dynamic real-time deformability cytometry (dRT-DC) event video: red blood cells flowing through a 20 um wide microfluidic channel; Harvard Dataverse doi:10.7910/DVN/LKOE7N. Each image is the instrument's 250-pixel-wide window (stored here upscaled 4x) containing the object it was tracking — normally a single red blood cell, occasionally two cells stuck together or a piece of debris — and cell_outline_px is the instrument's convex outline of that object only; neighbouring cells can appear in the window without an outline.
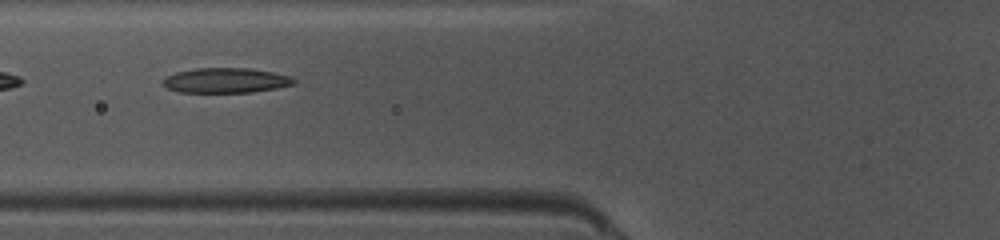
{"species": "common noctule bat (a hibernating species)", "species_latin": "Nyctalus noctula", "temperature_condition": "warm", "stored_images_in_passage": 50, "camera_frame_rate_fps": 3000, "um_per_image_px": 0.085, "animal": {"sex": "female", "body_mass_g": 10.0, "forearm_length_mm": 53.1}, "frame": {"image": 1, "passage_image": 20, "time_ms": 6.333, "image_size_px": [1000, 240], "cell_outline_px": [[296, 84], [276, 88], [252, 92], [180, 92], [168, 88], [164, 84], [164, 76], [176, 72], [196, 68], [248, 68], [272, 72], [292, 76], [296, 80]], "centroid_in_image_um": [19.23, 6.83], "position_along_channel_um": 106.6, "area_um2": 19.02}}
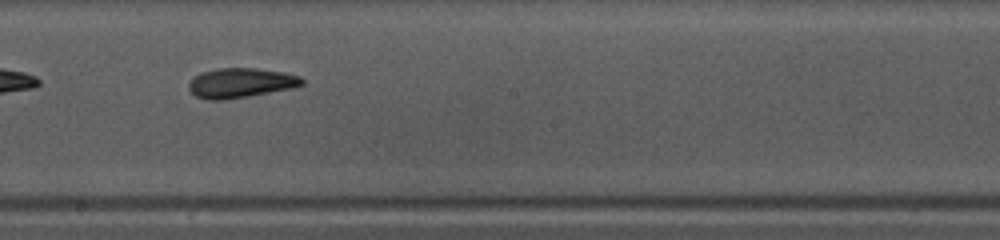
{"frame": {"image": 2, "passage_image": 29, "time_ms": 9.333, "image_size_px": [1000, 240], "cell_outline_px": [[304, 84], [292, 88], [248, 96], [220, 100], [208, 100], [196, 96], [188, 88], [188, 84], [192, 76], [200, 72], [220, 68], [256, 68], [284, 72], [300, 76], [304, 80]], "centroid_in_image_um": [20.44, 7.03], "position_along_channel_um": 227.8, "area_um2": 19.65}}
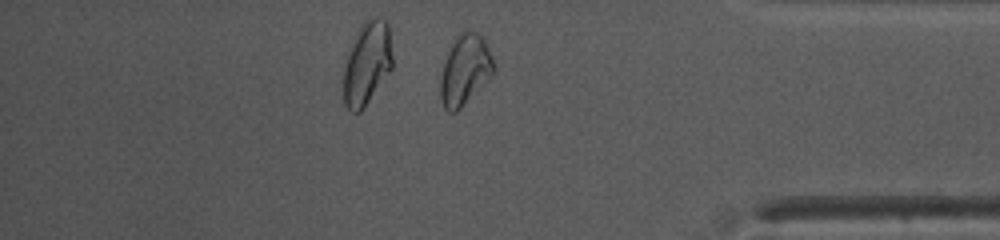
{"frame": {"image": 3, "passage_image": 43, "time_ms": 14.0, "image_size_px": [1000, 240], "cell_outline_px": [[492, 76], [456, 112], [448, 112], [444, 108], [440, 96], [440, 76], [452, 40], [460, 32], [480, 32], [484, 36], [492, 60]], "centroid_in_image_um": [39.5, 5.93], "position_along_channel_um": 395.7, "area_um2": 21.56}, "authors_computed_cell_mechanics": {"area_um2": 20.8369, "velocity_mm_per_s": 4.0181, "shape_relaxation_time_tau1_ms": 4.4503, "shape_relaxation_time_tau2_ms": 2.6107, "deformation_change_tau1": 0.1589, "deformation_change_tau2": 0.1065}}